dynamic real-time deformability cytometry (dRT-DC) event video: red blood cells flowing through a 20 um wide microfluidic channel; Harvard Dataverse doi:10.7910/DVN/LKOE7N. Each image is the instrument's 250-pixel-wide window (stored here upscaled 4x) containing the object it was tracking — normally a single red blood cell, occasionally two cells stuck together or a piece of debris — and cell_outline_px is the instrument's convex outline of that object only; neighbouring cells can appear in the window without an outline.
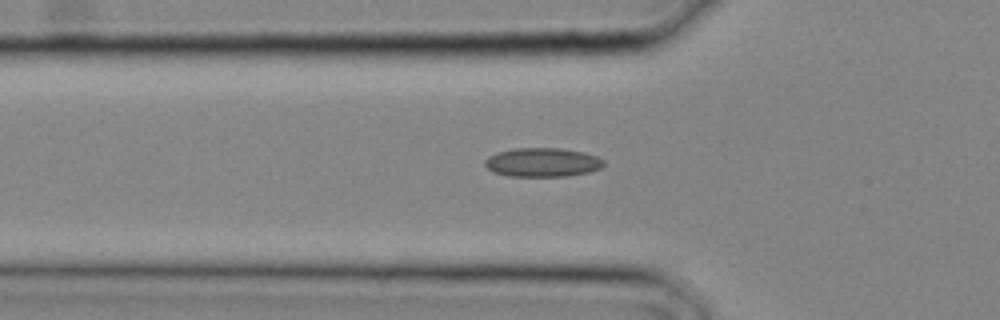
{"species": "common noctule bat (a hibernating species)", "species_latin": "Nyctalus noctula", "temperature_condition": "cold", "stored_images_in_passage": 4, "camera_frame_rate_fps": 3000, "um_per_image_px": 0.085, "animal": {"sex": "male", "body_mass_g": 20.4}, "frame": {"image": 1, "passage_image": 4, "time_ms": 1.0, "image_size_px": [1000, 320], "cell_outline_px": [[604, 164], [600, 168], [588, 172], [568, 176], [508, 176], [492, 172], [484, 164], [484, 160], [488, 156], [496, 152], [516, 148], [560, 148], [584, 152], [596, 156], [604, 160]], "centroid_in_image_um": [46.08, 13.8], "position_along_channel_um": 79.7, "area_um2": 20.11}}